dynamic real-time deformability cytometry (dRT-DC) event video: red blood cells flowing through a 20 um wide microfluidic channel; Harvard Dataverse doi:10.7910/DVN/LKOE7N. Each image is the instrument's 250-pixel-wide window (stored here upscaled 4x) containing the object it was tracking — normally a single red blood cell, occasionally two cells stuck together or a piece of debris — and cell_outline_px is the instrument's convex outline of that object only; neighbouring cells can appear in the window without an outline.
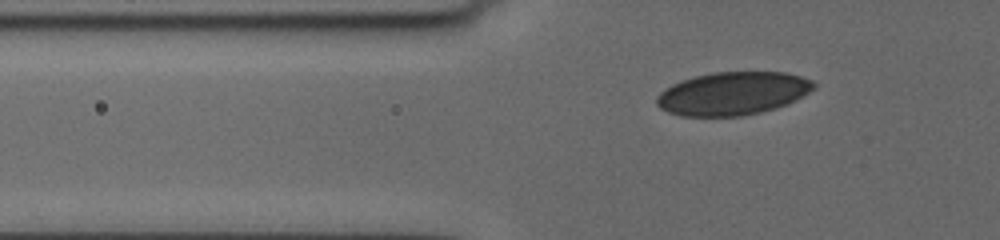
{"species": "human", "species_latin": "Homo sapiens", "temperature_condition": "cold", "stored_images_in_passage": 39, "camera_frame_rate_fps": 3000, "um_per_image_px": 0.085, "donor": {"sex": "female"}, "frame": {"image": 1, "passage_image": 2, "time_ms": 0.333, "image_size_px": [1000, 240], "cell_outline_px": [[816, 88], [796, 100], [760, 112], [740, 116], [680, 116], [668, 112], [660, 108], [656, 104], [656, 96], [664, 88], [680, 80], [712, 72], [788, 72], [812, 80], [816, 84]], "centroid_in_image_um": [62.26, 7.93], "position_along_channel_um": 63.5, "area_um2": 39.54}}
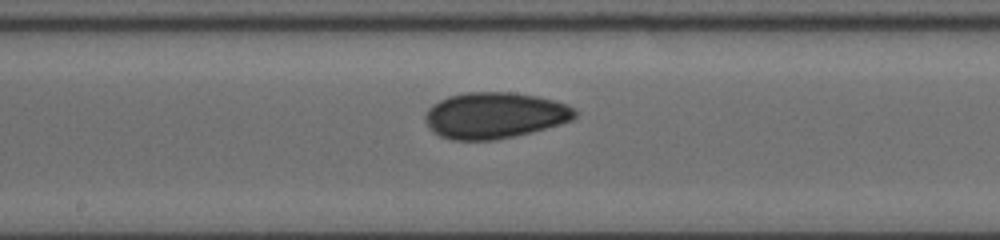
{"frame": {"image": 2, "passage_image": 15, "time_ms": 4.667, "image_size_px": [1000, 240], "cell_outline_px": [[576, 116], [572, 120], [560, 124], [496, 140], [452, 140], [440, 136], [424, 120], [424, 116], [428, 108], [432, 104], [448, 96], [464, 92], [512, 92], [536, 96], [568, 104], [576, 112]], "centroid_in_image_um": [42.02, 9.79], "position_along_channel_um": 206.2, "area_um2": 40.0}}
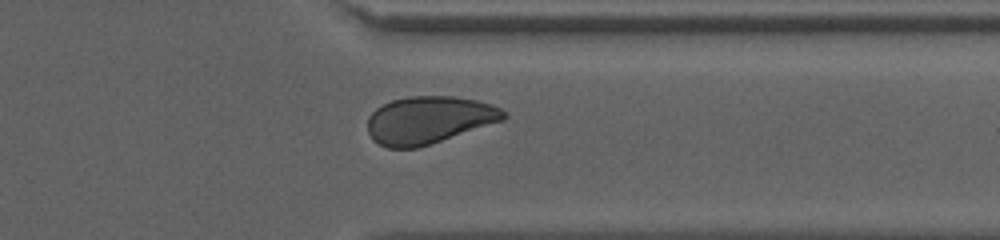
{"frame": {"image": 3, "passage_image": 30, "time_ms": 9.333, "image_size_px": [1000, 240], "cell_outline_px": [[508, 116], [504, 120], [416, 148], [388, 148], [372, 140], [368, 132], [368, 116], [376, 108], [392, 100], [408, 96], [452, 96], [476, 100], [492, 104], [500, 108]], "centroid_in_image_um": [36.44, 10.19], "position_along_channel_um": 375.0, "area_um2": 37.4}}